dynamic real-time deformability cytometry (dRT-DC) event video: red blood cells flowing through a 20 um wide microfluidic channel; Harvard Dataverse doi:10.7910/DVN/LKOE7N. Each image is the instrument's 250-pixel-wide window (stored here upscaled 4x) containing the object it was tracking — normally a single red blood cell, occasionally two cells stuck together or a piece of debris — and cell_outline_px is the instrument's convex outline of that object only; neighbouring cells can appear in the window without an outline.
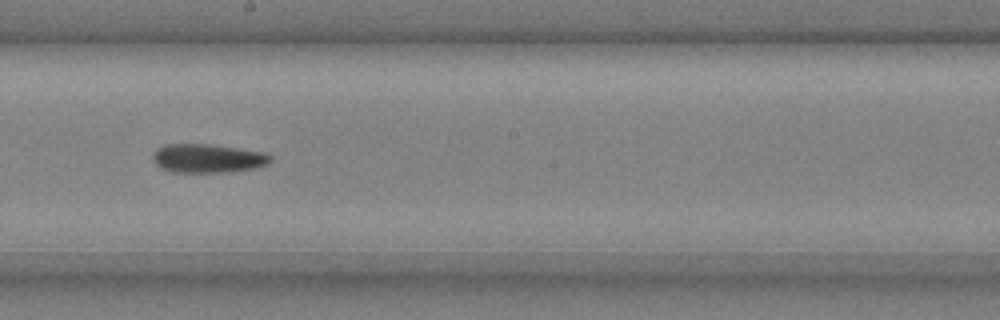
{"species": "common noctule bat (a hibernating species)", "species_latin": "Nyctalus noctula", "temperature_condition": "cold", "stored_images_in_passage": 11, "camera_frame_rate_fps": 3000, "um_per_image_px": 0.085, "animal": {"sex": "male", "body_mass_g": 20.4}, "frame": {"image": 1, "passage_image": 8, "time_ms": 2.333, "image_size_px": [1000, 320], "cell_outline_px": [[272, 160], [268, 164], [256, 168], [228, 172], [172, 172], [160, 168], [152, 160], [152, 156], [156, 148], [164, 144], [208, 144], [264, 152], [272, 156]], "centroid_in_image_um": [17.64, 13.46], "position_along_channel_um": 230.6, "area_um2": 19.88}}
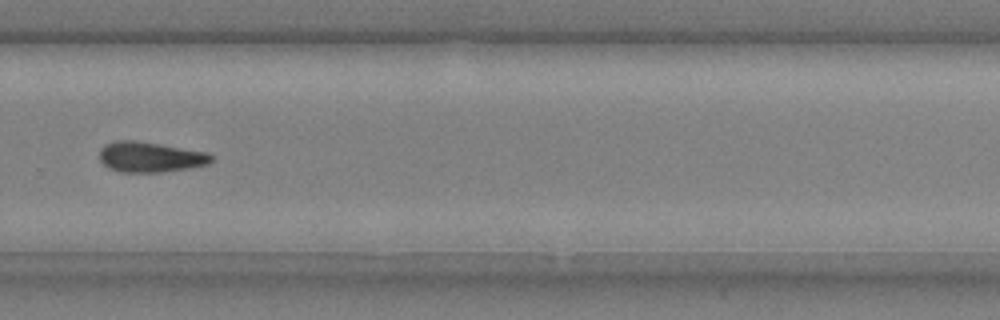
{"frame": {"image": 2, "passage_image": 10, "time_ms": 3.0, "image_size_px": [1000, 320], "cell_outline_px": [[212, 160], [208, 164], [188, 168], [160, 172], [120, 172], [108, 168], [100, 160], [100, 148], [104, 144], [116, 140], [136, 140], [208, 152], [212, 156]], "centroid_in_image_um": [12.74, 13.34], "position_along_channel_um": 317.1, "area_um2": 19.83}}